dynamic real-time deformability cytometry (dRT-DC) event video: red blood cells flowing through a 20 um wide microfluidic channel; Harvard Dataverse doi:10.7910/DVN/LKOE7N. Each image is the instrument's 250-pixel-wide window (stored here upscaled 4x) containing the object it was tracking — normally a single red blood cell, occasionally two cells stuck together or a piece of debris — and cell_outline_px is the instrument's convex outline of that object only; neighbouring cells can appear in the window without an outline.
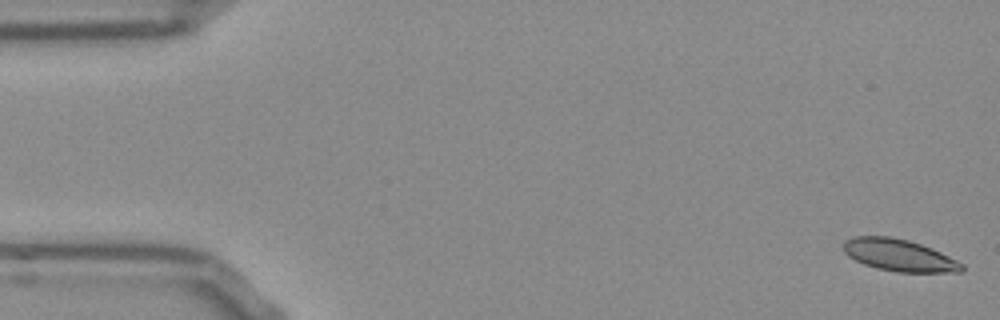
{"species": "Egyptian fruit bat (a non-hibernating species)", "species_latin": "Rousettus aegyptiacus", "temperature_condition": "room temperature", "stored_images_in_passage": 53, "camera_frame_rate_fps": 3000, "um_per_image_px": 0.085, "frame": {"image": 1, "passage_image": 1, "time_ms": 0.0, "image_size_px": [1000, 320], "cell_outline_px": [[964, 272], [896, 272], [876, 268], [864, 264], [848, 256], [844, 252], [844, 240], [852, 236], [892, 236], [908, 240], [932, 248], [964, 264]], "centroid_in_image_um": [76.42, 21.69], "position_along_channel_um": 8.6, "area_um2": 22.14}}
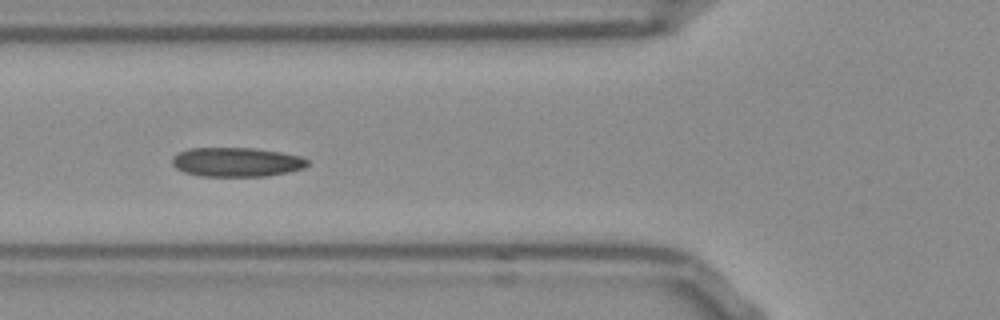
{"frame": {"image": 2, "passage_image": 19, "time_ms": 6.0, "image_size_px": [1000, 320], "cell_outline_px": [[308, 164], [304, 168], [288, 172], [264, 176], [200, 176], [184, 172], [176, 168], [172, 164], [172, 156], [180, 152], [192, 148], [252, 148], [280, 152], [300, 156], [308, 160]], "centroid_in_image_um": [20.09, 13.78], "position_along_channel_um": 105.7, "area_um2": 22.95}}
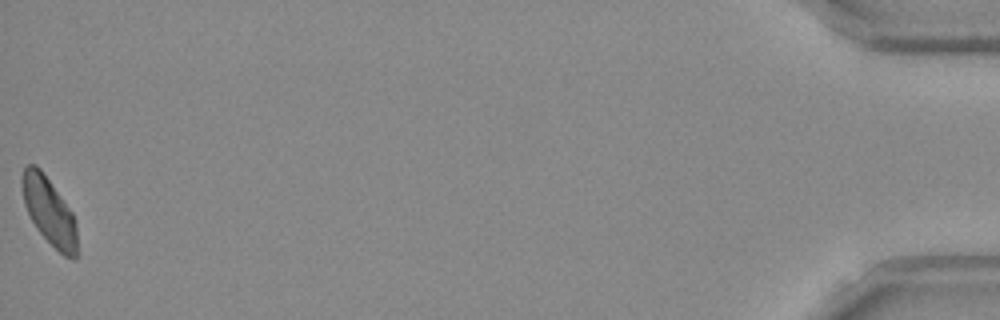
{"frame": {"image": 3, "passage_image": 53, "time_ms": 17.333, "image_size_px": [1000, 320], "cell_outline_px": [[76, 260], [72, 260], [64, 256], [36, 228], [24, 204], [20, 184], [20, 180], [24, 168], [28, 164], [36, 164], [40, 168], [72, 212], [76, 220]], "centroid_in_image_um": [4.16, 17.93], "position_along_channel_um": 431.0, "area_um2": 21.44}, "authors_computed_cell_mechanics": {"area_um2": 22.542, "velocity_mm_per_s": 3.7866, "shape_relaxation_time_tau1_ms": 10.1728, "shape_relaxation_time_tau2_ms": 3.7184, "deformation_change_tau1": 0.1594, "deformation_change_tau2": 0.0864}}